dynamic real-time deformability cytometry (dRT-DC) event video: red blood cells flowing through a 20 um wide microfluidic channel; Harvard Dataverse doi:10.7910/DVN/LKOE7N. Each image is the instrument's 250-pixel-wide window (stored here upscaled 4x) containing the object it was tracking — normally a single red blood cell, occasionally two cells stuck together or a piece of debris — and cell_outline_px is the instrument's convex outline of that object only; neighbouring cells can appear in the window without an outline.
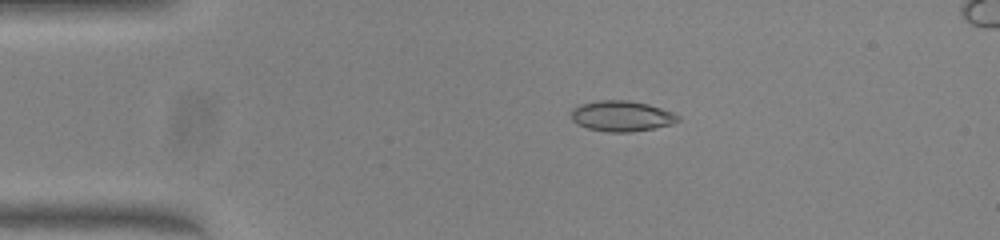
{"species": "common noctule bat (a hibernating species)", "species_latin": "Nyctalus noctula", "temperature_condition": "warm", "stored_images_in_passage": 50, "camera_frame_rate_fps": 3000, "um_per_image_px": 0.085, "animal": {"sex": "female", "body_mass_g": 23.0, "forearm_length_mm": 53.4}, "frame": {"image": 1, "passage_image": 10, "time_ms": 3.0, "image_size_px": [1000, 240], "cell_outline_px": [[680, 120], [672, 124], [652, 128], [628, 132], [608, 132], [588, 128], [572, 120], [572, 108], [580, 104], [596, 100], [628, 100], [648, 104], [672, 112], [680, 116]], "centroid_in_image_um": [52.84, 9.85], "position_along_channel_um": 32.2, "area_um2": 18.9}}
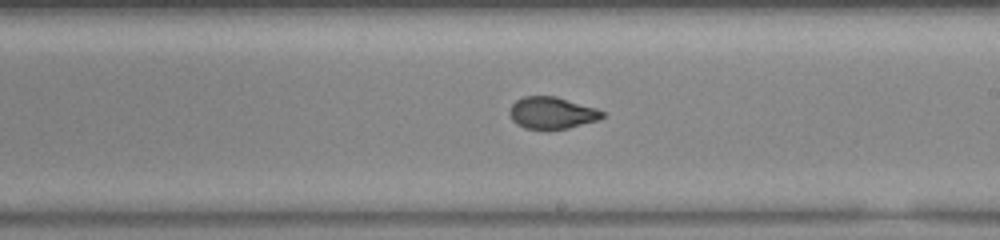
{"frame": {"image": 2, "passage_image": 29, "time_ms": 9.333, "image_size_px": [1000, 240], "cell_outline_px": [[604, 116], [600, 120], [568, 128], [524, 128], [516, 124], [512, 120], [508, 112], [512, 104], [516, 100], [524, 96], [556, 96], [596, 108], [604, 112]], "centroid_in_image_um": [46.91, 9.58], "position_along_channel_um": 242.1, "area_um2": 17.17}}
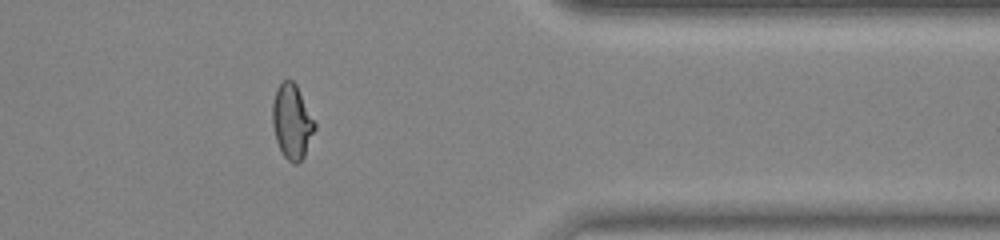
{"frame": {"image": 3, "passage_image": 41, "time_ms": 13.333, "image_size_px": [1000, 240], "cell_outline_px": [[316, 128], [304, 156], [296, 164], [292, 164], [284, 156], [276, 140], [272, 124], [272, 104], [276, 88], [284, 80], [292, 80], [296, 84], [316, 124]], "centroid_in_image_um": [24.81, 10.33], "position_along_channel_um": 386.6, "area_um2": 18.26}, "authors_computed_cell_mechanics": {"area_um2": 18.3226, "velocity_mm_per_s": 4.0503, "shape_relaxation_time_tau1_ms": 9.8768, "shape_relaxation_time_tau2_ms": 0.8702, "deformation_change_tau1": 0.2485, "deformation_change_tau2": 0.0484}}